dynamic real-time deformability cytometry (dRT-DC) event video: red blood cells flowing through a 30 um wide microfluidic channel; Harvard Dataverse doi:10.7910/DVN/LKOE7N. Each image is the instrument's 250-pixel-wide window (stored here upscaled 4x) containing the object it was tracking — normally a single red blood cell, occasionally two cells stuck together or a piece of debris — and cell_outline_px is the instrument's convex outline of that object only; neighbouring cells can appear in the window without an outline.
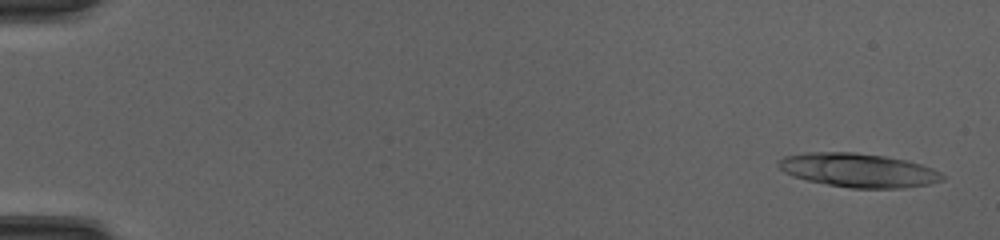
{"species": "common noctule bat (a hibernating species)", "species_latin": "Nyctalus noctula", "temperature_condition": "cold", "stored_images_in_passage": 50, "camera_frame_rate_fps": 3000, "um_per_image_px": 0.085, "animal": {"sex": "female", "body_mass_g": 20.0, "forearm_length_mm": 54.0}, "frame": {"image": 1, "passage_image": 2, "time_ms": 0.333, "image_size_px": [1000, 240], "cell_outline_px": [[944, 180], [928, 184], [900, 188], [852, 188], [828, 184], [808, 180], [792, 176], [784, 172], [780, 168], [780, 160], [784, 156], [808, 152], [856, 152], [884, 156], [904, 160], [920, 164], [932, 168], [940, 172], [944, 176]], "centroid_in_image_um": [72.97, 14.47], "position_along_channel_um": 12.0, "area_um2": 32.02}}
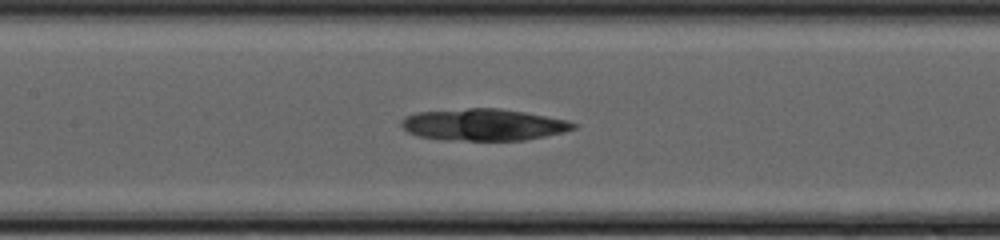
{"frame": {"image": 2, "passage_image": 25, "time_ms": 8.0, "image_size_px": [1000, 240], "cell_outline_px": [[576, 128], [564, 132], [524, 140], [444, 140], [420, 136], [408, 132], [400, 124], [400, 120], [408, 116], [420, 112], [468, 108], [500, 108], [524, 112], [568, 120], [576, 124]], "centroid_in_image_um": [41.11, 10.6], "position_along_channel_um": 166.3, "area_um2": 31.62}}
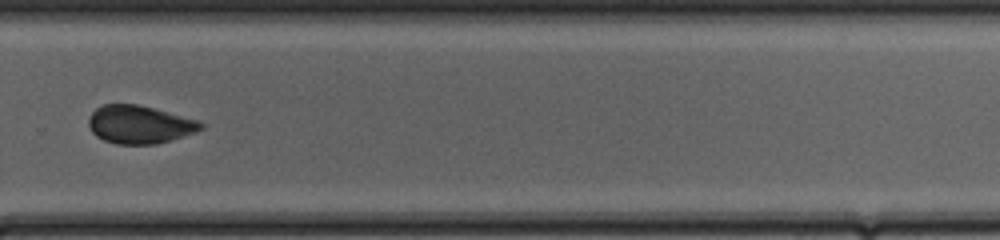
{"frame": {"image": 3, "passage_image": 36, "time_ms": 11.667, "image_size_px": [1000, 240], "cell_outline_px": [[204, 128], [196, 132], [156, 144], [116, 144], [104, 140], [96, 136], [92, 132], [88, 124], [88, 116], [96, 108], [104, 104], [136, 104], [200, 120], [204, 124]], "centroid_in_image_um": [11.85, 10.58], "position_along_channel_um": 317.9, "area_um2": 24.91}}